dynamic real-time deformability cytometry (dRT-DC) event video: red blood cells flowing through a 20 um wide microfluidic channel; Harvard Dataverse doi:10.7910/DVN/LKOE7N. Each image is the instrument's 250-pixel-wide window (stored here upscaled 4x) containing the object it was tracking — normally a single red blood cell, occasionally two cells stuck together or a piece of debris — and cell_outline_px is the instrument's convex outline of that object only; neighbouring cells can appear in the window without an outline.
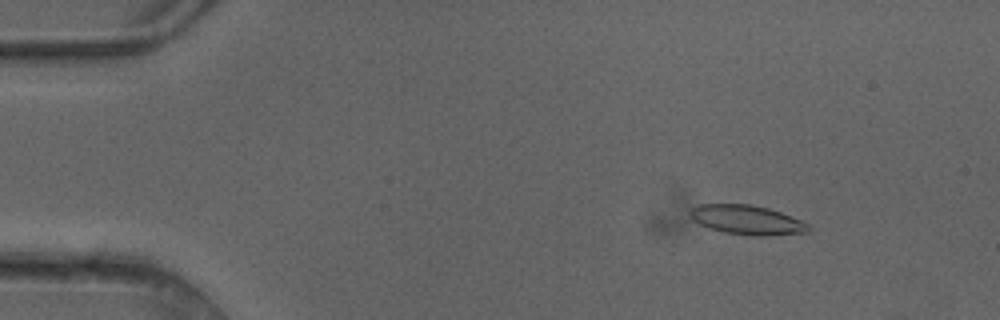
{"species": "common noctule bat (a hibernating species)", "species_latin": "Nyctalus noctula", "temperature_condition": "cold", "stored_images_in_passage": 4, "camera_frame_rate_fps": 3000, "um_per_image_px": 0.085, "animal": {"sex": "female"}, "frame": {"image": 1, "passage_image": 1, "time_ms": 0.0, "image_size_px": [1000, 320], "cell_outline_px": [[812, 228], [808, 232], [768, 236], [752, 236], [724, 232], [700, 224], [692, 220], [688, 212], [692, 208], [700, 204], [752, 204], [768, 208], [780, 212], [800, 220], [808, 224]], "centroid_in_image_um": [63.5, 18.69], "position_along_channel_um": 21.5, "area_um2": 20.29}}
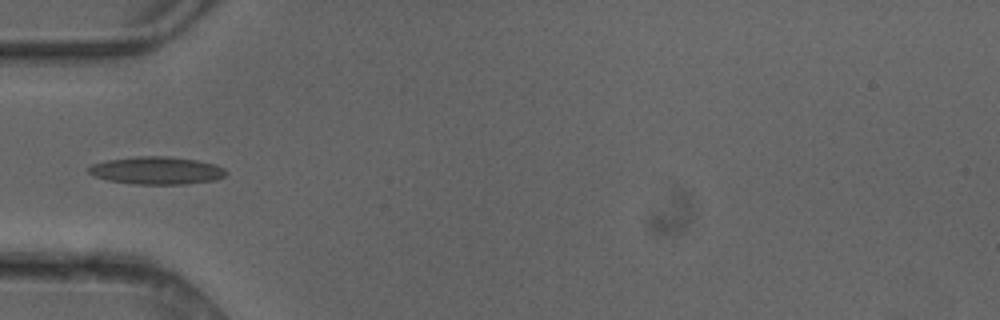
{"frame": {"image": 2, "passage_image": 4, "time_ms": 1.0, "image_size_px": [1000, 320], "cell_outline_px": [[228, 172], [224, 176], [216, 180], [184, 184], [132, 184], [108, 180], [92, 176], [88, 172], [88, 168], [92, 164], [108, 160], [136, 156], [168, 156], [196, 160], [216, 164], [224, 168]], "centroid_in_image_um": [13.32, 14.49], "position_along_channel_um": 71.7, "area_um2": 22.25}}